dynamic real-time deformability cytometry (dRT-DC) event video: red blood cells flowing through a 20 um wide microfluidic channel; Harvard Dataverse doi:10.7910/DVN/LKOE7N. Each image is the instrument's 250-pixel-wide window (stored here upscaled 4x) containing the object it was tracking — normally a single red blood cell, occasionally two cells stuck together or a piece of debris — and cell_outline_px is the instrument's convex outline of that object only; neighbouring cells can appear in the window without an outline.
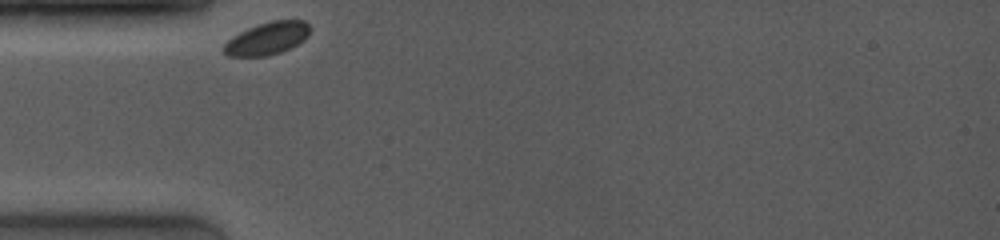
{"species": "common noctule bat (a hibernating species)", "species_latin": "Nyctalus noctula", "temperature_condition": "room temperature", "stored_images_in_passage": 37, "camera_frame_rate_fps": 4000, "um_per_image_px": 0.085, "animal": {"sex": "female", "body_mass_g": 19.0, "forearm_length_mm": 53.3}, "frame": {"image": 1, "passage_image": 1, "time_ms": 0.0, "image_size_px": [1000, 240], "cell_outline_px": [[308, 36], [304, 40], [280, 52], [268, 56], [228, 56], [224, 52], [224, 44], [232, 36], [248, 28], [272, 20], [304, 20], [308, 24]], "centroid_in_image_um": [22.7, 3.27], "position_along_channel_um": 62.3, "area_um2": 16.07}}
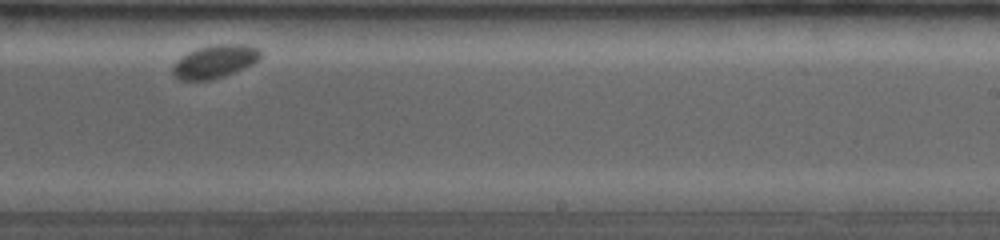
{"frame": {"image": 2, "passage_image": 24, "time_ms": 6.0, "image_size_px": [1000, 240], "cell_outline_px": [[264, 52], [260, 60], [252, 64], [224, 76], [212, 80], [180, 80], [172, 72], [172, 64], [180, 56], [196, 48], [212, 44], [248, 44], [260, 48]], "centroid_in_image_um": [18.29, 5.2], "position_along_channel_um": 270.7, "area_um2": 17.34}}
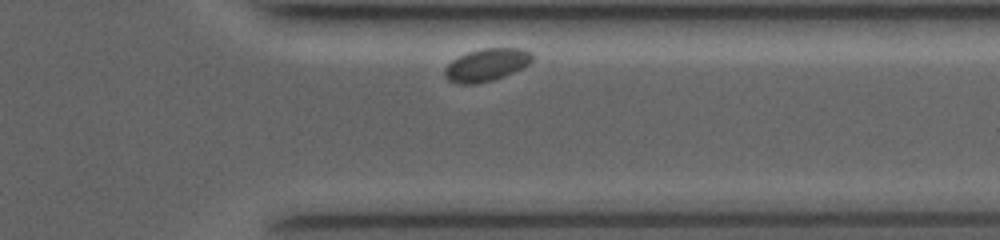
{"frame": {"image": 3, "passage_image": 34, "time_ms": 8.75, "image_size_px": [1000, 240], "cell_outline_px": [[532, 60], [528, 64], [504, 76], [492, 80], [476, 84], [456, 84], [448, 80], [444, 76], [444, 68], [452, 60], [468, 52], [484, 48], [524, 48], [532, 52]], "centroid_in_image_um": [41.33, 5.51], "position_along_channel_um": 370.1, "area_um2": 16.59}}